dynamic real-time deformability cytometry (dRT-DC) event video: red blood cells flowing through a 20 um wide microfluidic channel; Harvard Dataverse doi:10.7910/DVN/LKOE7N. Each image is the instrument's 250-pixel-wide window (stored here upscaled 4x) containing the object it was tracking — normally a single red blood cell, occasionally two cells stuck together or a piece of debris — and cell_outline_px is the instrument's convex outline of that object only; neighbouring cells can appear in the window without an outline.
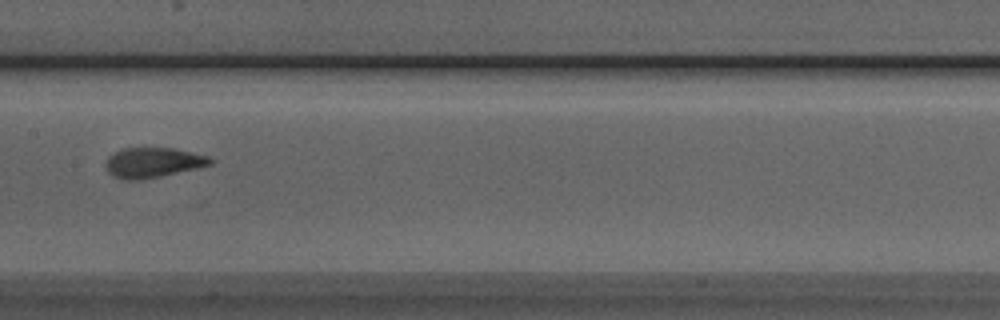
{"species": "Egyptian fruit bat (a non-hibernating species)", "species_latin": "Rousettus aegyptiacus", "temperature_condition": "room temperature", "stored_images_in_passage": 5, "camera_frame_rate_fps": 3000, "um_per_image_px": 0.085, "animal": {"sex": "male"}, "frame": {"image": 1, "passage_image": 5, "time_ms": 1.333, "image_size_px": [1000, 320], "cell_outline_px": [[216, 160], [212, 164], [196, 168], [144, 180], [124, 180], [108, 172], [104, 164], [108, 156], [124, 148], [172, 148], [208, 156]], "centroid_in_image_um": [13.0, 13.82], "position_along_channel_um": 194.4, "area_um2": 18.26}}